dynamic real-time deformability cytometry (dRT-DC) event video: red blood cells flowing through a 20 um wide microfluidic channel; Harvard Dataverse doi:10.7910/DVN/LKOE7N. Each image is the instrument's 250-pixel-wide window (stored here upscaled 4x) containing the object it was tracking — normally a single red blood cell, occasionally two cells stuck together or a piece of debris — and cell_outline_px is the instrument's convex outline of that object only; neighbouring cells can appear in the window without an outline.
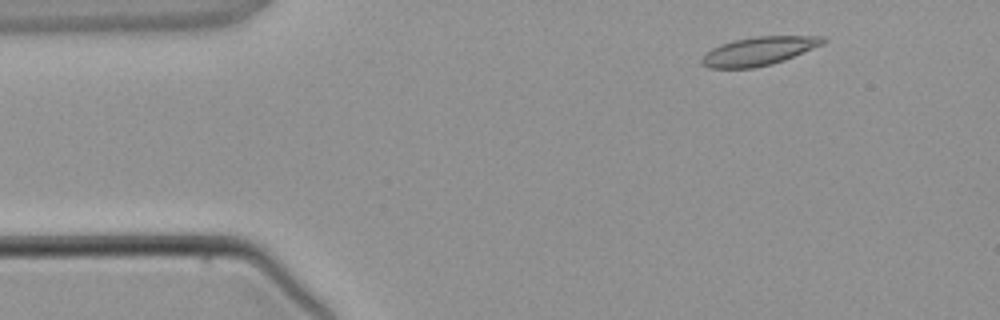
{"species": "common noctule bat (a hibernating species)", "species_latin": "Nyctalus noctula", "temperature_condition": "warm", "stored_images_in_passage": 3, "segment_of_instrument_passage": [1, 2], "camera_frame_rate_fps": 3000, "um_per_image_px": 0.085, "animal": {"sex": "male", "body_mass_g": 21.5, "forearm_length_mm": 52.0}, "frame": {"image": 1, "passage_image": 1, "time_ms": 0.0, "image_size_px": [1000, 320], "cell_outline_px": [[828, 40], [824, 44], [784, 60], [772, 64], [752, 68], [708, 68], [700, 64], [700, 60], [712, 48], [720, 44], [736, 40], [756, 36], [824, 36]], "centroid_in_image_um": [64.52, 4.34], "position_along_channel_um": 20.5, "area_um2": 20.11}}